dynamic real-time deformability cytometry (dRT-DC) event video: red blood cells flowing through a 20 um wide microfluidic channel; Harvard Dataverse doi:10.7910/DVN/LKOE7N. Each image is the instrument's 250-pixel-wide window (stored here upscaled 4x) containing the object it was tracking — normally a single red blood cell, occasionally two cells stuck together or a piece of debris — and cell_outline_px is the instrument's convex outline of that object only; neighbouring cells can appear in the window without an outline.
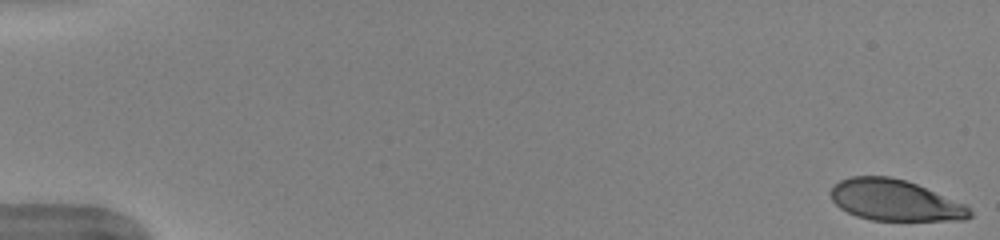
{"species": "human", "species_latin": "Homo sapiens", "temperature_condition": "warm", "stored_images_in_passage": 47, "camera_frame_rate_fps": 3000, "um_per_image_px": 0.085, "donor": {"sex": "female"}, "frame": {"image": 1, "passage_image": 1, "time_ms": 0.0, "image_size_px": [1000, 240], "cell_outline_px": [[972, 216], [964, 220], [872, 220], [856, 216], [840, 208], [832, 200], [832, 188], [840, 180], [852, 176], [888, 176], [904, 180], [916, 184], [968, 204], [972, 212]], "centroid_in_image_um": [76.12, 17.03], "position_along_channel_um": 8.9, "area_um2": 33.23}}
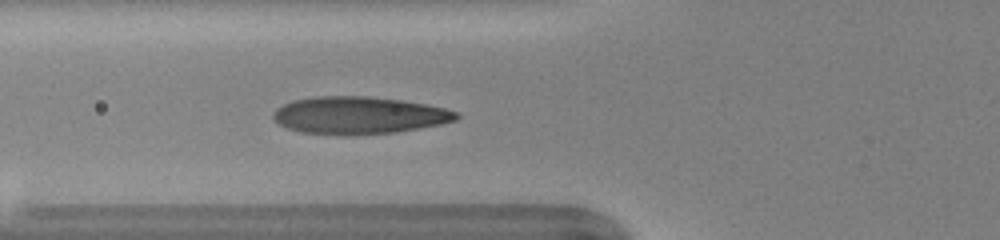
{"frame": {"image": 2, "passage_image": 20, "time_ms": 6.333, "image_size_px": [1000, 240], "cell_outline_px": [[460, 116], [456, 120], [440, 124], [396, 132], [300, 132], [288, 128], [280, 124], [272, 116], [276, 108], [292, 100], [316, 96], [368, 96], [400, 100], [428, 104], [460, 112]], "centroid_in_image_um": [30.55, 9.75], "position_along_channel_um": 95.2, "area_um2": 38.67}}
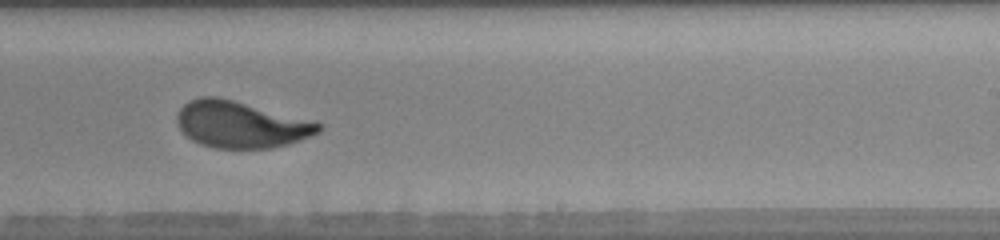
{"frame": {"image": 3, "passage_image": 33, "time_ms": 10.667, "image_size_px": [1000, 240], "cell_outline_px": [[324, 128], [320, 132], [300, 140], [288, 144], [272, 148], [216, 148], [200, 144], [192, 140], [180, 128], [176, 120], [176, 116], [180, 108], [188, 100], [200, 96], [216, 96], [232, 100], [320, 124]], "centroid_in_image_um": [20.4, 10.59], "position_along_channel_um": 268.6, "area_um2": 37.74}, "authors_computed_cell_mechanics": {"area_um2": 38.437, "velocity_mm_per_s": 4.0001, "shape_relaxation_time_tau1_ms": 3.0025, "shape_relaxation_time_tau2_ms": null, "deformation_change_tau1": 0.182, "deformation_change_tau2": null}}